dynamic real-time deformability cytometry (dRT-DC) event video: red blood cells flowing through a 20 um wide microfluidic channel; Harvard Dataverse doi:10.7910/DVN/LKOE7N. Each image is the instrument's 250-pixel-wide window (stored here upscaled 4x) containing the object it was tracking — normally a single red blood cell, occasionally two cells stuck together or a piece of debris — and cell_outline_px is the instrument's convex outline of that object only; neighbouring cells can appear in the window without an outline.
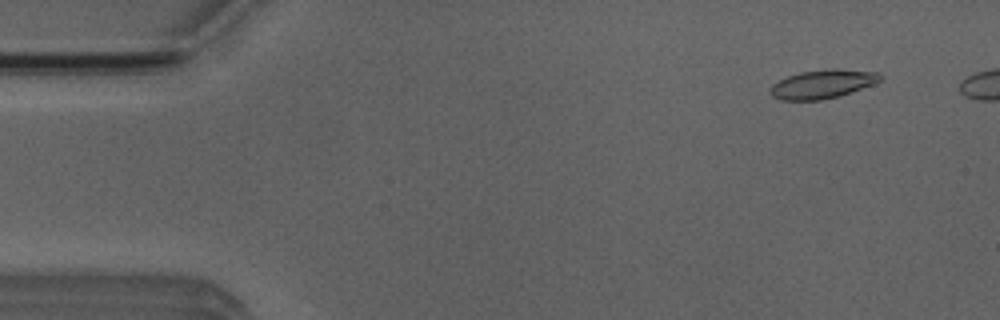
{"species": "Egyptian fruit bat (a non-hibernating species)", "species_latin": "Rousettus aegyptiacus", "temperature_condition": "room temperature", "stored_images_in_passage": 6, "camera_frame_rate_fps": 3000, "um_per_image_px": 0.085, "animal": {"sex": "male"}, "frame": {"image": 1, "passage_image": 1, "time_ms": 0.0, "image_size_px": [1000, 320], "cell_outline_px": [[880, 80], [872, 84], [840, 96], [820, 100], [780, 100], [772, 96], [768, 92], [768, 88], [772, 84], [788, 76], [800, 72], [832, 68], [836, 68], [876, 72], [880, 76]], "centroid_in_image_um": [69.84, 7.15], "position_along_channel_um": 15.2, "area_um2": 18.32}}